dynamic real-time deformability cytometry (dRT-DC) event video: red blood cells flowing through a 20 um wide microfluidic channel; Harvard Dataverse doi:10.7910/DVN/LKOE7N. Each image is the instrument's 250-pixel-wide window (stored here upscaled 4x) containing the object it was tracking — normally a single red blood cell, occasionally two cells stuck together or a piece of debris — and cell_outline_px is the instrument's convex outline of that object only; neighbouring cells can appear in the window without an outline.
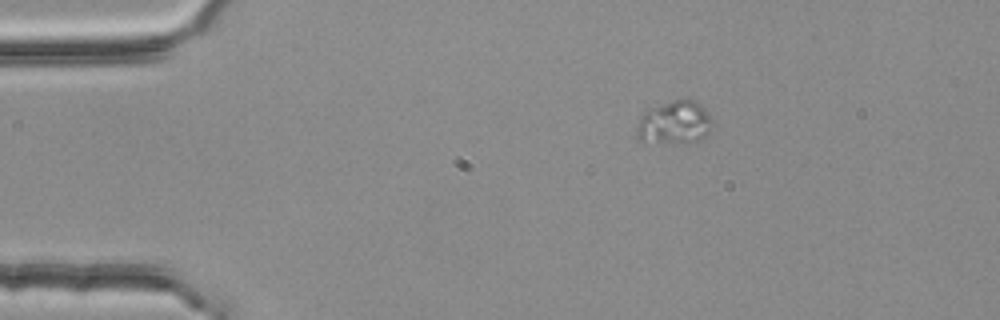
{"species": "common noctule bat (a hibernating species)", "species_latin": "Nyctalus noctula", "temperature_condition": "room temperature", "stored_images_in_passage": 7, "camera_frame_rate_fps": 3000, "um_per_image_px": 0.085, "animal": {"sex": "female", "body_mass_g": 25.1}, "frame": {"image": 1, "passage_image": 1, "time_ms": 0.0, "image_size_px": [1000, 320], "cell_outline_px": [[712, 124], [708, 132], [696, 140], [640, 140], [640, 120], [648, 112], [672, 100], [696, 100], [708, 112], [712, 120]], "centroid_in_image_um": [57.45, 10.35], "position_along_channel_um": 27.5, "area_um2": 17.17}}